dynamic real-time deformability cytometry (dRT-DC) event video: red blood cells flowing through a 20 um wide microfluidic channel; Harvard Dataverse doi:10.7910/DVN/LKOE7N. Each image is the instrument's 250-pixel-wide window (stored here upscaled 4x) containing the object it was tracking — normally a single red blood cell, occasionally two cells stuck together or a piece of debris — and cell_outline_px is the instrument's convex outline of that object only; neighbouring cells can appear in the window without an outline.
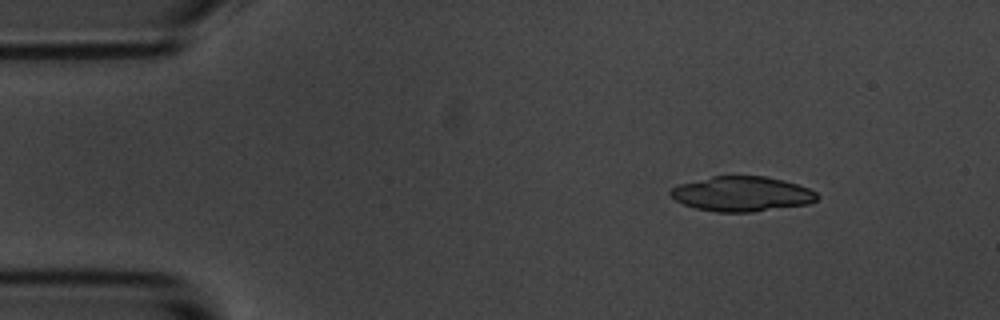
{"species": "common noctule bat (a hibernating species)", "species_latin": "Nyctalus noctula", "temperature_condition": "room temperature", "stored_images_in_passage": 5, "segment_of_instrument_passage": [1, 2], "camera_frame_rate_fps": 3000, "um_per_image_px": 0.085, "animal": {"sex": "male", "body_mass_g": 20.1, "forearm_length_mm": 53.5}, "frame": {"image": 1, "passage_image": 2, "time_ms": 1.333, "image_size_px": [1000, 320], "cell_outline_px": [[820, 196], [816, 200], [808, 204], [752, 212], [716, 212], [696, 208], [684, 204], [676, 200], [668, 192], [672, 188], [680, 184], [712, 176], [764, 176], [784, 180], [808, 188], [816, 192]], "centroid_in_image_um": [63.07, 16.48], "position_along_channel_um": 21.9, "area_um2": 29.71}}